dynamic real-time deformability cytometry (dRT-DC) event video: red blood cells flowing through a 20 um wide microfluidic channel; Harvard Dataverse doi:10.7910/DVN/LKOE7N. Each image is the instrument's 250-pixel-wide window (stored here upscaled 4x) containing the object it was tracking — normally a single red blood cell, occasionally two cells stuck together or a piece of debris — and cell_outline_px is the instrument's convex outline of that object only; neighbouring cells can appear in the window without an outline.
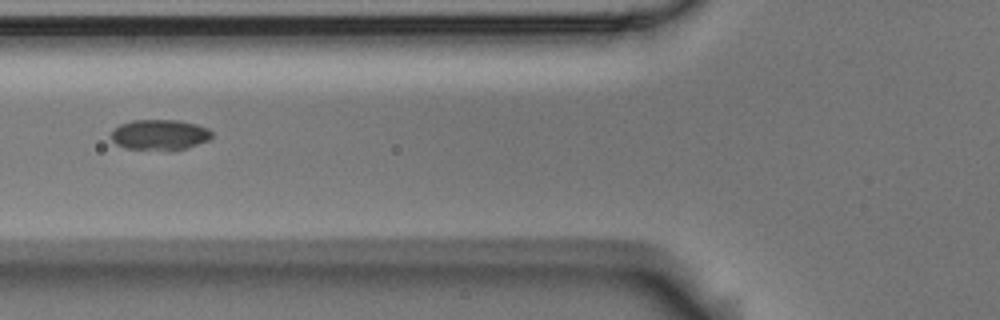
{"species": "Egyptian fruit bat (a non-hibernating species)", "species_latin": "Rousettus aegyptiacus", "temperature_condition": "room temperature", "stored_images_in_passage": 4, "camera_frame_rate_fps": 3000, "um_per_image_px": 0.085, "animal": {"sex": "male"}, "frame": {"image": 1, "passage_image": 2, "time_ms": 0.333, "image_size_px": [1000, 320], "cell_outline_px": [[212, 136], [208, 140], [188, 148], [124, 148], [116, 144], [112, 140], [112, 132], [120, 124], [132, 120], [176, 120], [196, 124], [208, 128], [212, 132]], "centroid_in_image_um": [13.58, 11.42], "position_along_channel_um": 112.2, "area_um2": 17.34}}
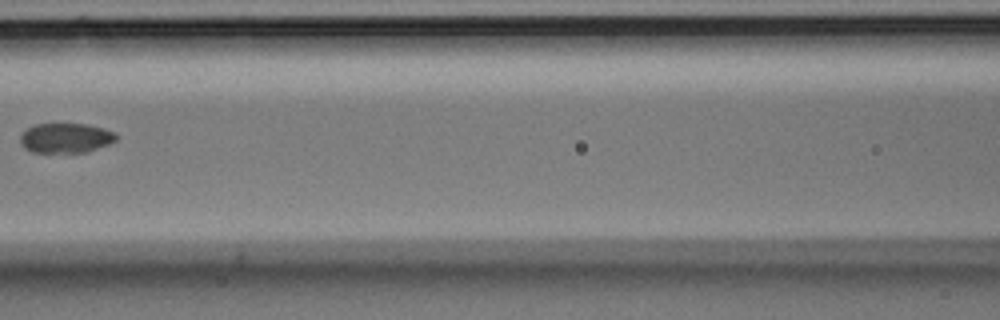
{"frame": {"image": 2, "passage_image": 3, "time_ms": 0.667, "image_size_px": [1000, 320], "cell_outline_px": [[116, 140], [108, 144], [88, 152], [32, 152], [24, 148], [20, 144], [20, 136], [28, 128], [36, 124], [84, 124], [104, 128], [116, 132]], "centroid_in_image_um": [5.59, 11.73], "position_along_channel_um": 161.0, "area_um2": 16.59}}
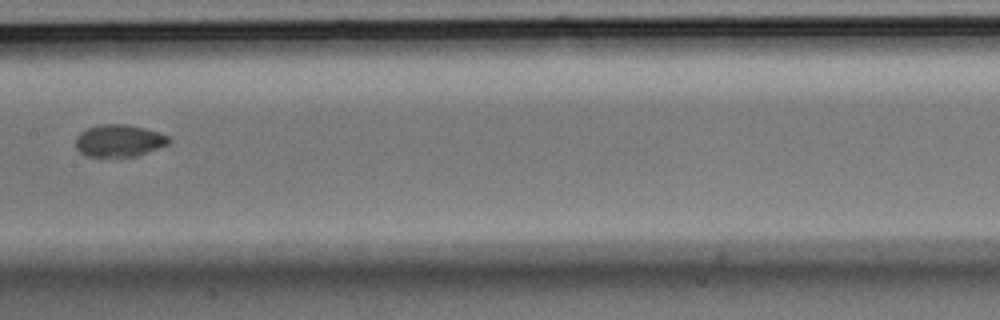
{"frame": {"image": 3, "passage_image": 4, "time_ms": 1.0, "image_size_px": [1000, 320], "cell_outline_px": [[172, 140], [168, 144], [136, 156], [88, 156], [80, 152], [76, 148], [76, 136], [80, 132], [88, 128], [100, 124], [128, 124], [144, 128], [168, 136]], "centroid_in_image_um": [10.11, 11.95], "position_along_channel_um": 197.3, "area_um2": 17.28}}